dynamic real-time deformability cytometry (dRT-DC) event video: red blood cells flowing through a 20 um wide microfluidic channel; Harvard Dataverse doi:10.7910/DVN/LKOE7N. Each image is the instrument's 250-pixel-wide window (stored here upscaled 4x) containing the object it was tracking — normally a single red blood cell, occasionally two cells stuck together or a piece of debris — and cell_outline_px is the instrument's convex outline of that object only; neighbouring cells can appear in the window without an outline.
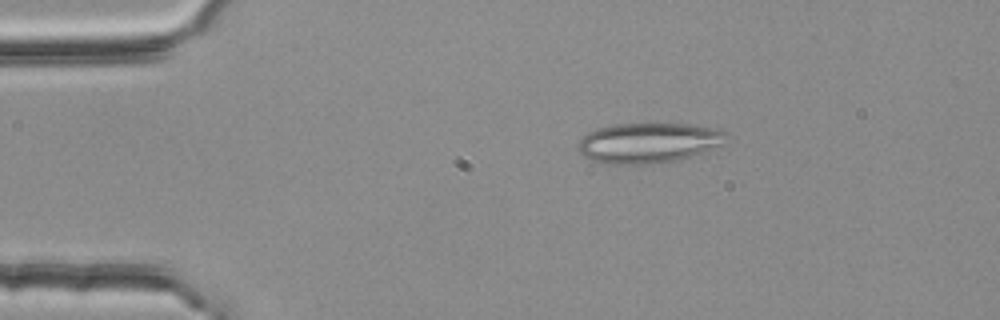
{"species": "common noctule bat (a hibernating species)", "species_latin": "Nyctalus noctula", "temperature_condition": "room temperature", "stored_images_in_passage": 4, "camera_frame_rate_fps": 3000, "um_per_image_px": 0.085, "animal": {"sex": "female", "body_mass_g": 25.1}, "frame": {"image": 1, "passage_image": 3, "time_ms": 0.667, "image_size_px": [1000, 320], "cell_outline_px": [[728, 132], [724, 144], [676, 160], [652, 164], [604, 164], [592, 160], [584, 156], [580, 152], [580, 140], [588, 132], [596, 128], [616, 124], [692, 124], [716, 128]], "centroid_in_image_um": [55.13, 12.13], "position_along_channel_um": 29.9, "area_um2": 34.51}}